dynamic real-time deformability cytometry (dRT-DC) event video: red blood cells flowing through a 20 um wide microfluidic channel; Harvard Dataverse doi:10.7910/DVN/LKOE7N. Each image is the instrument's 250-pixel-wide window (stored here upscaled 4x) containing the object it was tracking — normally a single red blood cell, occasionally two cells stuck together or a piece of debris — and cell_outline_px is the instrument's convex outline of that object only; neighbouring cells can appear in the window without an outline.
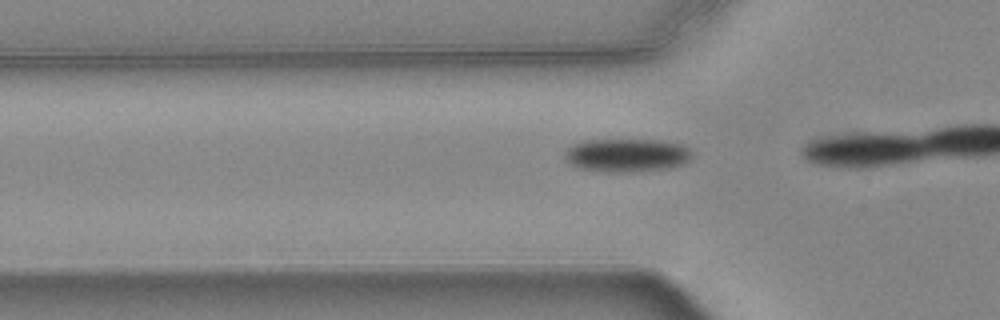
{"species": "common noctule bat (a hibernating species)", "species_latin": "Nyctalus noctula", "temperature_condition": "warm", "stored_images_in_passage": 13, "camera_frame_rate_fps": 3000, "um_per_image_px": 0.085, "animal": {"sex": "female", "body_mass_g": 24.6, "forearm_length_mm": 56.2}, "frame": {"image": 1, "passage_image": 11, "time_ms": 3.333, "image_size_px": [1000, 320], "cell_outline_px": [[692, 156], [684, 164], [672, 168], [632, 172], [604, 172], [580, 168], [564, 160], [564, 152], [572, 144], [580, 140], [660, 140], [680, 144], [688, 148], [692, 152]], "centroid_in_image_um": [53.26, 13.2], "position_along_channel_um": 72.5, "area_um2": 25.03}}